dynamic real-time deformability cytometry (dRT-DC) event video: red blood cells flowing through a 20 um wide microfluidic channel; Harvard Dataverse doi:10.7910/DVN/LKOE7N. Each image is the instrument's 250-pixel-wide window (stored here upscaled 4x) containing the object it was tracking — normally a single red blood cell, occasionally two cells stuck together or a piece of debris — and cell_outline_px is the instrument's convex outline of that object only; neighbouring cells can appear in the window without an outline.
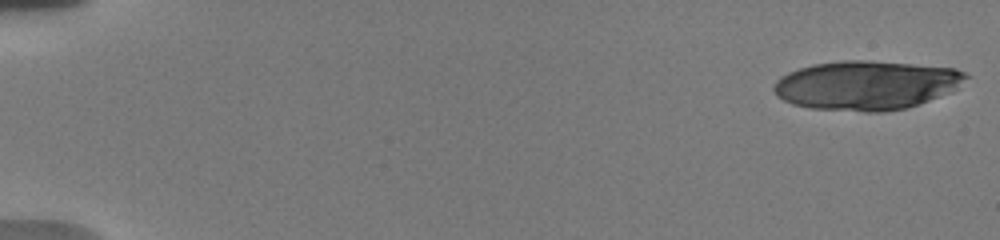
{"species": "human", "species_latin": "Homo sapiens", "temperature_condition": "warm", "stored_images_in_passage": 57, "camera_frame_rate_fps": 3000, "um_per_image_px": 0.085, "donor": {"sex": "male"}, "frame": {"image": 1, "passage_image": 1, "time_ms": 0.0, "image_size_px": [1000, 240], "cell_outline_px": [[972, 76], [952, 92], [904, 108], [884, 112], [864, 112], [812, 108], [792, 104], [776, 96], [772, 88], [772, 84], [780, 76], [788, 72], [812, 64], [844, 60], [868, 60], [956, 68]], "centroid_in_image_um": [73.63, 7.24], "position_along_channel_um": 11.4, "area_um2": 55.31}}
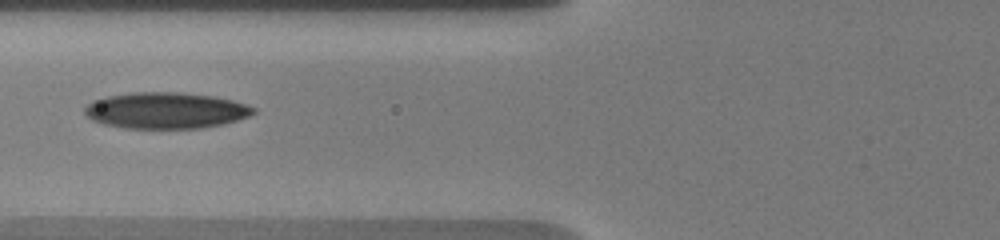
{"frame": {"image": 2, "passage_image": 19, "time_ms": 7.667, "image_size_px": [1000, 240], "cell_outline_px": [[256, 112], [248, 116], [224, 124], [200, 128], [128, 128], [104, 124], [92, 120], [84, 112], [84, 108], [92, 100], [104, 96], [132, 92], [180, 92], [216, 96], [232, 100], [256, 108]], "centroid_in_image_um": [14.08, 9.38], "position_along_channel_um": 111.7, "area_um2": 35.72}}
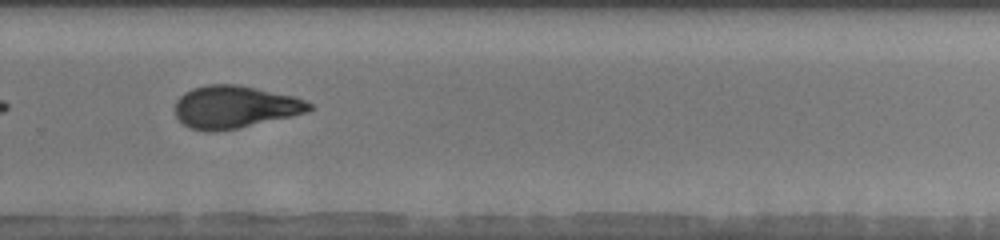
{"frame": {"image": 3, "passage_image": 33, "time_ms": 13.0, "image_size_px": [1000, 240], "cell_outline_px": [[312, 108], [308, 112], [292, 116], [236, 128], [216, 132], [204, 132], [188, 128], [176, 116], [176, 100], [184, 92], [192, 88], [204, 84], [236, 84], [292, 96], [304, 100], [312, 104]], "centroid_in_image_um": [19.91, 9.09], "position_along_channel_um": 309.9, "area_um2": 33.12}, "authors_computed_cell_mechanics": {"area_um2": 33.5818, "velocity_mm_per_s": 3.7141, "shape_relaxation_time_tau1_ms": 7.6252, "shape_relaxation_time_tau2_ms": 3.3296, "deformation_change_tau1": 0.212, "deformation_change_tau2": 0.1078}}